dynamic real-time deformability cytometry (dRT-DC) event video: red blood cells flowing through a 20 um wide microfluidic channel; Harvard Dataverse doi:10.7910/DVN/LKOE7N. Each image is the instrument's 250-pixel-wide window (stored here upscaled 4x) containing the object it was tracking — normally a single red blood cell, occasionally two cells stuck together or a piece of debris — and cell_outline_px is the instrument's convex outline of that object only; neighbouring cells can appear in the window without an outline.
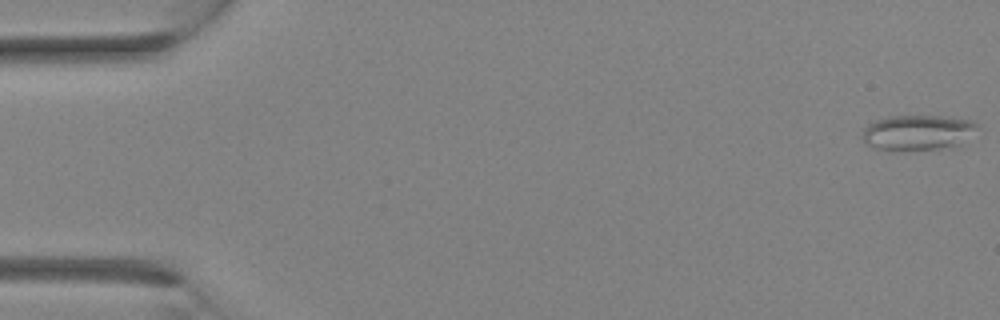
{"species": "Egyptian fruit bat (a non-hibernating species)", "species_latin": "Rousettus aegyptiacus", "temperature_condition": "room temperature", "stored_images_in_passage": 2, "camera_frame_rate_fps": 3000, "um_per_image_px": 0.085, "animal": {"sex": "female"}, "frame": {"image": 1, "passage_image": 1, "time_ms": 0.0, "image_size_px": [1000, 320], "cell_outline_px": [[976, 128], [952, 148], [880, 148], [868, 144], [864, 140], [864, 128], [868, 124], [876, 120], [892, 116], [940, 116], [972, 120], [976, 124]], "centroid_in_image_um": [78.0, 11.22], "position_along_channel_um": 7.0, "area_um2": 22.31}}